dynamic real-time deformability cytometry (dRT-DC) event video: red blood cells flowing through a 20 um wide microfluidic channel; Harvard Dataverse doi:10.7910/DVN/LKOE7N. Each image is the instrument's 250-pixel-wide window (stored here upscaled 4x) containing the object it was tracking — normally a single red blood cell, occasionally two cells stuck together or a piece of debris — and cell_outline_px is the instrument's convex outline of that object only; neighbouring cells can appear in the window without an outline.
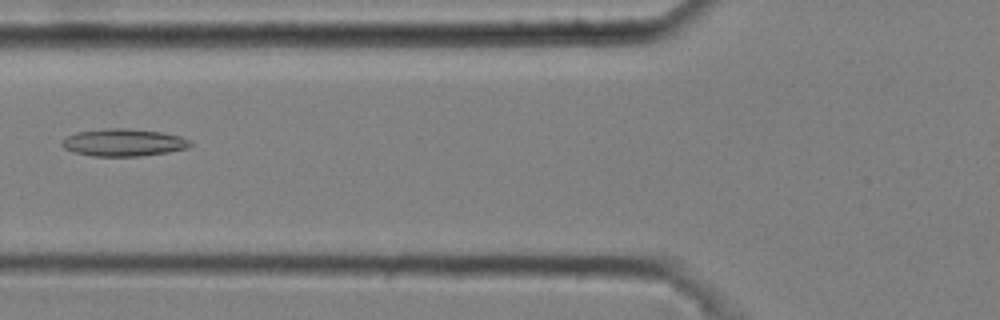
{"species": "common noctule bat (a hibernating species)", "species_latin": "Nyctalus noctula", "temperature_condition": "cold", "stored_images_in_passage": 6, "camera_frame_rate_fps": 3000, "um_per_image_px": 0.085, "animal": {"sex": "male", "body_mass_g": 20.4}, "frame": {"image": 1, "passage_image": 6, "time_ms": 1.667, "image_size_px": [1000, 320], "cell_outline_px": [[192, 144], [188, 148], [168, 152], [140, 156], [92, 156], [72, 152], [64, 148], [60, 144], [60, 140], [64, 136], [76, 132], [104, 128], [128, 128], [160, 132], [180, 136], [188, 140]], "centroid_in_image_um": [10.42, 12.11], "position_along_channel_um": 115.4, "area_um2": 20.69}}